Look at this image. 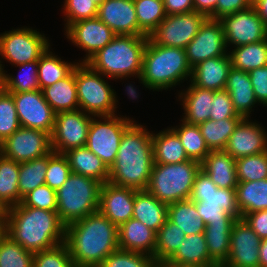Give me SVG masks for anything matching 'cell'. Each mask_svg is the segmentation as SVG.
Listing matches in <instances>:
<instances>
[{"instance_id": "1", "label": "cell", "mask_w": 267, "mask_h": 267, "mask_svg": "<svg viewBox=\"0 0 267 267\" xmlns=\"http://www.w3.org/2000/svg\"><path fill=\"white\" fill-rule=\"evenodd\" d=\"M76 267H98L118 249V227L99 211L65 227V241Z\"/></svg>"}, {"instance_id": "2", "label": "cell", "mask_w": 267, "mask_h": 267, "mask_svg": "<svg viewBox=\"0 0 267 267\" xmlns=\"http://www.w3.org/2000/svg\"><path fill=\"white\" fill-rule=\"evenodd\" d=\"M133 121L125 130L108 182L134 190H146L154 165L152 133Z\"/></svg>"}, {"instance_id": "3", "label": "cell", "mask_w": 267, "mask_h": 267, "mask_svg": "<svg viewBox=\"0 0 267 267\" xmlns=\"http://www.w3.org/2000/svg\"><path fill=\"white\" fill-rule=\"evenodd\" d=\"M65 227L57 211L22 203L9 207L5 216V234L33 253L64 243Z\"/></svg>"}, {"instance_id": "4", "label": "cell", "mask_w": 267, "mask_h": 267, "mask_svg": "<svg viewBox=\"0 0 267 267\" xmlns=\"http://www.w3.org/2000/svg\"><path fill=\"white\" fill-rule=\"evenodd\" d=\"M148 36L116 35L85 63L106 78L123 79L142 73L143 54Z\"/></svg>"}, {"instance_id": "5", "label": "cell", "mask_w": 267, "mask_h": 267, "mask_svg": "<svg viewBox=\"0 0 267 267\" xmlns=\"http://www.w3.org/2000/svg\"><path fill=\"white\" fill-rule=\"evenodd\" d=\"M192 68L189 66L183 48L154 44L149 38L146 44L140 83L152 90H168L191 79Z\"/></svg>"}, {"instance_id": "6", "label": "cell", "mask_w": 267, "mask_h": 267, "mask_svg": "<svg viewBox=\"0 0 267 267\" xmlns=\"http://www.w3.org/2000/svg\"><path fill=\"white\" fill-rule=\"evenodd\" d=\"M200 169L201 163L191 159L176 164H154L146 190L166 204L188 200Z\"/></svg>"}, {"instance_id": "7", "label": "cell", "mask_w": 267, "mask_h": 267, "mask_svg": "<svg viewBox=\"0 0 267 267\" xmlns=\"http://www.w3.org/2000/svg\"><path fill=\"white\" fill-rule=\"evenodd\" d=\"M101 185L96 179L70 174L56 191L57 213L65 226L98 211Z\"/></svg>"}, {"instance_id": "8", "label": "cell", "mask_w": 267, "mask_h": 267, "mask_svg": "<svg viewBox=\"0 0 267 267\" xmlns=\"http://www.w3.org/2000/svg\"><path fill=\"white\" fill-rule=\"evenodd\" d=\"M91 69L86 63L75 67V83L79 109L93 116L114 115L116 112V92L104 80V76Z\"/></svg>"}, {"instance_id": "9", "label": "cell", "mask_w": 267, "mask_h": 267, "mask_svg": "<svg viewBox=\"0 0 267 267\" xmlns=\"http://www.w3.org/2000/svg\"><path fill=\"white\" fill-rule=\"evenodd\" d=\"M96 117L101 120L98 121ZM132 122L133 119L124 116L121 118L117 114L92 116L86 147L110 169L116 160L124 130Z\"/></svg>"}, {"instance_id": "10", "label": "cell", "mask_w": 267, "mask_h": 267, "mask_svg": "<svg viewBox=\"0 0 267 267\" xmlns=\"http://www.w3.org/2000/svg\"><path fill=\"white\" fill-rule=\"evenodd\" d=\"M49 39L37 30L24 27L0 34V55L11 65L38 61L50 47Z\"/></svg>"}, {"instance_id": "11", "label": "cell", "mask_w": 267, "mask_h": 267, "mask_svg": "<svg viewBox=\"0 0 267 267\" xmlns=\"http://www.w3.org/2000/svg\"><path fill=\"white\" fill-rule=\"evenodd\" d=\"M206 18L204 14L195 11L166 15V18L148 35V38L157 45L185 49L197 35Z\"/></svg>"}, {"instance_id": "12", "label": "cell", "mask_w": 267, "mask_h": 267, "mask_svg": "<svg viewBox=\"0 0 267 267\" xmlns=\"http://www.w3.org/2000/svg\"><path fill=\"white\" fill-rule=\"evenodd\" d=\"M92 116L81 109L56 114L51 149L60 154L86 146Z\"/></svg>"}, {"instance_id": "13", "label": "cell", "mask_w": 267, "mask_h": 267, "mask_svg": "<svg viewBox=\"0 0 267 267\" xmlns=\"http://www.w3.org/2000/svg\"><path fill=\"white\" fill-rule=\"evenodd\" d=\"M219 20L227 47L230 44L239 47L267 39V27L252 6L224 15Z\"/></svg>"}, {"instance_id": "14", "label": "cell", "mask_w": 267, "mask_h": 267, "mask_svg": "<svg viewBox=\"0 0 267 267\" xmlns=\"http://www.w3.org/2000/svg\"><path fill=\"white\" fill-rule=\"evenodd\" d=\"M51 150L48 133L22 126L0 144V153L18 163L42 157Z\"/></svg>"}, {"instance_id": "15", "label": "cell", "mask_w": 267, "mask_h": 267, "mask_svg": "<svg viewBox=\"0 0 267 267\" xmlns=\"http://www.w3.org/2000/svg\"><path fill=\"white\" fill-rule=\"evenodd\" d=\"M13 96L20 125L52 135L56 113L45 100L42 90L10 93Z\"/></svg>"}, {"instance_id": "16", "label": "cell", "mask_w": 267, "mask_h": 267, "mask_svg": "<svg viewBox=\"0 0 267 267\" xmlns=\"http://www.w3.org/2000/svg\"><path fill=\"white\" fill-rule=\"evenodd\" d=\"M222 23L219 19L206 18L197 35L186 46V58L191 68L208 58L229 54Z\"/></svg>"}, {"instance_id": "17", "label": "cell", "mask_w": 267, "mask_h": 267, "mask_svg": "<svg viewBox=\"0 0 267 267\" xmlns=\"http://www.w3.org/2000/svg\"><path fill=\"white\" fill-rule=\"evenodd\" d=\"M261 238L241 218L231 229L230 250L222 267H259Z\"/></svg>"}, {"instance_id": "18", "label": "cell", "mask_w": 267, "mask_h": 267, "mask_svg": "<svg viewBox=\"0 0 267 267\" xmlns=\"http://www.w3.org/2000/svg\"><path fill=\"white\" fill-rule=\"evenodd\" d=\"M65 31L66 38L71 40L78 48L87 52L81 63H85L116 36L98 17L72 23Z\"/></svg>"}, {"instance_id": "19", "label": "cell", "mask_w": 267, "mask_h": 267, "mask_svg": "<svg viewBox=\"0 0 267 267\" xmlns=\"http://www.w3.org/2000/svg\"><path fill=\"white\" fill-rule=\"evenodd\" d=\"M136 191L109 182L102 184L98 211L119 227L132 218Z\"/></svg>"}, {"instance_id": "20", "label": "cell", "mask_w": 267, "mask_h": 267, "mask_svg": "<svg viewBox=\"0 0 267 267\" xmlns=\"http://www.w3.org/2000/svg\"><path fill=\"white\" fill-rule=\"evenodd\" d=\"M234 159L267 151V134L257 122L243 118L231 134L224 149Z\"/></svg>"}, {"instance_id": "21", "label": "cell", "mask_w": 267, "mask_h": 267, "mask_svg": "<svg viewBox=\"0 0 267 267\" xmlns=\"http://www.w3.org/2000/svg\"><path fill=\"white\" fill-rule=\"evenodd\" d=\"M97 17L116 35L138 36V19L133 0H105Z\"/></svg>"}, {"instance_id": "22", "label": "cell", "mask_w": 267, "mask_h": 267, "mask_svg": "<svg viewBox=\"0 0 267 267\" xmlns=\"http://www.w3.org/2000/svg\"><path fill=\"white\" fill-rule=\"evenodd\" d=\"M231 68L232 63L229 54L208 58L192 68L190 82L194 86L204 89L225 90Z\"/></svg>"}, {"instance_id": "23", "label": "cell", "mask_w": 267, "mask_h": 267, "mask_svg": "<svg viewBox=\"0 0 267 267\" xmlns=\"http://www.w3.org/2000/svg\"><path fill=\"white\" fill-rule=\"evenodd\" d=\"M156 232L131 218L118 227V248L154 256Z\"/></svg>"}, {"instance_id": "24", "label": "cell", "mask_w": 267, "mask_h": 267, "mask_svg": "<svg viewBox=\"0 0 267 267\" xmlns=\"http://www.w3.org/2000/svg\"><path fill=\"white\" fill-rule=\"evenodd\" d=\"M201 170L218 188L236 189L238 180L235 159L225 150H211L201 162Z\"/></svg>"}, {"instance_id": "25", "label": "cell", "mask_w": 267, "mask_h": 267, "mask_svg": "<svg viewBox=\"0 0 267 267\" xmlns=\"http://www.w3.org/2000/svg\"><path fill=\"white\" fill-rule=\"evenodd\" d=\"M225 90L229 93L237 114L243 118H249L252 108L258 103L249 73L232 67L229 71Z\"/></svg>"}, {"instance_id": "26", "label": "cell", "mask_w": 267, "mask_h": 267, "mask_svg": "<svg viewBox=\"0 0 267 267\" xmlns=\"http://www.w3.org/2000/svg\"><path fill=\"white\" fill-rule=\"evenodd\" d=\"M166 266H205L216 264L209 256L204 234H191L164 263Z\"/></svg>"}, {"instance_id": "27", "label": "cell", "mask_w": 267, "mask_h": 267, "mask_svg": "<svg viewBox=\"0 0 267 267\" xmlns=\"http://www.w3.org/2000/svg\"><path fill=\"white\" fill-rule=\"evenodd\" d=\"M178 97L182 100L185 112L181 120L198 125L210 119L214 90L196 87L190 83L187 90L180 92Z\"/></svg>"}, {"instance_id": "28", "label": "cell", "mask_w": 267, "mask_h": 267, "mask_svg": "<svg viewBox=\"0 0 267 267\" xmlns=\"http://www.w3.org/2000/svg\"><path fill=\"white\" fill-rule=\"evenodd\" d=\"M132 218L157 233L168 219V204L158 201L147 190L136 191Z\"/></svg>"}, {"instance_id": "29", "label": "cell", "mask_w": 267, "mask_h": 267, "mask_svg": "<svg viewBox=\"0 0 267 267\" xmlns=\"http://www.w3.org/2000/svg\"><path fill=\"white\" fill-rule=\"evenodd\" d=\"M64 155L73 173L96 179L102 184L108 182L109 168L86 146L71 149Z\"/></svg>"}, {"instance_id": "30", "label": "cell", "mask_w": 267, "mask_h": 267, "mask_svg": "<svg viewBox=\"0 0 267 267\" xmlns=\"http://www.w3.org/2000/svg\"><path fill=\"white\" fill-rule=\"evenodd\" d=\"M43 96L54 112L75 111L79 108L75 83V68L66 77L42 89Z\"/></svg>"}, {"instance_id": "31", "label": "cell", "mask_w": 267, "mask_h": 267, "mask_svg": "<svg viewBox=\"0 0 267 267\" xmlns=\"http://www.w3.org/2000/svg\"><path fill=\"white\" fill-rule=\"evenodd\" d=\"M154 164H176L189 161L178 135L171 129L152 132Z\"/></svg>"}, {"instance_id": "32", "label": "cell", "mask_w": 267, "mask_h": 267, "mask_svg": "<svg viewBox=\"0 0 267 267\" xmlns=\"http://www.w3.org/2000/svg\"><path fill=\"white\" fill-rule=\"evenodd\" d=\"M235 221L210 222L205 226L204 237L210 258L218 265H223L230 250L231 229Z\"/></svg>"}, {"instance_id": "33", "label": "cell", "mask_w": 267, "mask_h": 267, "mask_svg": "<svg viewBox=\"0 0 267 267\" xmlns=\"http://www.w3.org/2000/svg\"><path fill=\"white\" fill-rule=\"evenodd\" d=\"M236 204L241 218L248 213L267 210V179L238 182Z\"/></svg>"}, {"instance_id": "34", "label": "cell", "mask_w": 267, "mask_h": 267, "mask_svg": "<svg viewBox=\"0 0 267 267\" xmlns=\"http://www.w3.org/2000/svg\"><path fill=\"white\" fill-rule=\"evenodd\" d=\"M168 219L179 226L186 236L204 233L206 226L198 214L195 202L190 199L168 204Z\"/></svg>"}, {"instance_id": "35", "label": "cell", "mask_w": 267, "mask_h": 267, "mask_svg": "<svg viewBox=\"0 0 267 267\" xmlns=\"http://www.w3.org/2000/svg\"><path fill=\"white\" fill-rule=\"evenodd\" d=\"M53 153L54 151L51 150L48 154L42 157L20 163L18 180L19 204L22 202L23 197L30 191L45 184L48 158Z\"/></svg>"}, {"instance_id": "36", "label": "cell", "mask_w": 267, "mask_h": 267, "mask_svg": "<svg viewBox=\"0 0 267 267\" xmlns=\"http://www.w3.org/2000/svg\"><path fill=\"white\" fill-rule=\"evenodd\" d=\"M232 67L245 72L267 65V39L229 51Z\"/></svg>"}, {"instance_id": "37", "label": "cell", "mask_w": 267, "mask_h": 267, "mask_svg": "<svg viewBox=\"0 0 267 267\" xmlns=\"http://www.w3.org/2000/svg\"><path fill=\"white\" fill-rule=\"evenodd\" d=\"M50 47L38 60V82L40 89L53 85L58 80L66 78L78 65L65 62L50 51Z\"/></svg>"}, {"instance_id": "38", "label": "cell", "mask_w": 267, "mask_h": 267, "mask_svg": "<svg viewBox=\"0 0 267 267\" xmlns=\"http://www.w3.org/2000/svg\"><path fill=\"white\" fill-rule=\"evenodd\" d=\"M19 168L20 163L0 153V202L7 209L19 204Z\"/></svg>"}, {"instance_id": "39", "label": "cell", "mask_w": 267, "mask_h": 267, "mask_svg": "<svg viewBox=\"0 0 267 267\" xmlns=\"http://www.w3.org/2000/svg\"><path fill=\"white\" fill-rule=\"evenodd\" d=\"M242 119L229 118L218 121L209 119L198 124V127L210 150H224L231 134Z\"/></svg>"}, {"instance_id": "40", "label": "cell", "mask_w": 267, "mask_h": 267, "mask_svg": "<svg viewBox=\"0 0 267 267\" xmlns=\"http://www.w3.org/2000/svg\"><path fill=\"white\" fill-rule=\"evenodd\" d=\"M184 238L186 235L179 229V226L167 219L156 234L153 256L155 262L164 264L176 252Z\"/></svg>"}, {"instance_id": "41", "label": "cell", "mask_w": 267, "mask_h": 267, "mask_svg": "<svg viewBox=\"0 0 267 267\" xmlns=\"http://www.w3.org/2000/svg\"><path fill=\"white\" fill-rule=\"evenodd\" d=\"M181 121L180 127L176 125L171 129L178 135L188 158L201 163L211 150L201 135L198 125Z\"/></svg>"}, {"instance_id": "42", "label": "cell", "mask_w": 267, "mask_h": 267, "mask_svg": "<svg viewBox=\"0 0 267 267\" xmlns=\"http://www.w3.org/2000/svg\"><path fill=\"white\" fill-rule=\"evenodd\" d=\"M138 36H148L166 18L163 0H133Z\"/></svg>"}, {"instance_id": "43", "label": "cell", "mask_w": 267, "mask_h": 267, "mask_svg": "<svg viewBox=\"0 0 267 267\" xmlns=\"http://www.w3.org/2000/svg\"><path fill=\"white\" fill-rule=\"evenodd\" d=\"M34 253L24 249L8 235L0 239V267H33Z\"/></svg>"}, {"instance_id": "44", "label": "cell", "mask_w": 267, "mask_h": 267, "mask_svg": "<svg viewBox=\"0 0 267 267\" xmlns=\"http://www.w3.org/2000/svg\"><path fill=\"white\" fill-rule=\"evenodd\" d=\"M238 182L267 179V151L235 159Z\"/></svg>"}, {"instance_id": "45", "label": "cell", "mask_w": 267, "mask_h": 267, "mask_svg": "<svg viewBox=\"0 0 267 267\" xmlns=\"http://www.w3.org/2000/svg\"><path fill=\"white\" fill-rule=\"evenodd\" d=\"M20 68L19 77L6 74V91L9 93H21L40 90L38 82V61L17 65ZM26 70V71H24ZM28 71V72H27Z\"/></svg>"}, {"instance_id": "46", "label": "cell", "mask_w": 267, "mask_h": 267, "mask_svg": "<svg viewBox=\"0 0 267 267\" xmlns=\"http://www.w3.org/2000/svg\"><path fill=\"white\" fill-rule=\"evenodd\" d=\"M190 200L196 205L219 206L236 219H241V214L236 204V189L217 188L209 195H191Z\"/></svg>"}, {"instance_id": "47", "label": "cell", "mask_w": 267, "mask_h": 267, "mask_svg": "<svg viewBox=\"0 0 267 267\" xmlns=\"http://www.w3.org/2000/svg\"><path fill=\"white\" fill-rule=\"evenodd\" d=\"M155 264L154 257L148 254L118 248L98 267H153Z\"/></svg>"}, {"instance_id": "48", "label": "cell", "mask_w": 267, "mask_h": 267, "mask_svg": "<svg viewBox=\"0 0 267 267\" xmlns=\"http://www.w3.org/2000/svg\"><path fill=\"white\" fill-rule=\"evenodd\" d=\"M20 127L13 96L6 91L0 97V144Z\"/></svg>"}, {"instance_id": "49", "label": "cell", "mask_w": 267, "mask_h": 267, "mask_svg": "<svg viewBox=\"0 0 267 267\" xmlns=\"http://www.w3.org/2000/svg\"><path fill=\"white\" fill-rule=\"evenodd\" d=\"M33 267H76L65 243L34 253Z\"/></svg>"}, {"instance_id": "50", "label": "cell", "mask_w": 267, "mask_h": 267, "mask_svg": "<svg viewBox=\"0 0 267 267\" xmlns=\"http://www.w3.org/2000/svg\"><path fill=\"white\" fill-rule=\"evenodd\" d=\"M72 173L68 160L64 154L54 152L48 158L45 184L51 189L58 190Z\"/></svg>"}, {"instance_id": "51", "label": "cell", "mask_w": 267, "mask_h": 267, "mask_svg": "<svg viewBox=\"0 0 267 267\" xmlns=\"http://www.w3.org/2000/svg\"><path fill=\"white\" fill-rule=\"evenodd\" d=\"M63 7L66 17L65 30L72 23L97 17L98 5L91 0H65Z\"/></svg>"}, {"instance_id": "52", "label": "cell", "mask_w": 267, "mask_h": 267, "mask_svg": "<svg viewBox=\"0 0 267 267\" xmlns=\"http://www.w3.org/2000/svg\"><path fill=\"white\" fill-rule=\"evenodd\" d=\"M21 203L27 207L57 211L56 190L51 189L46 184L40 185L24 196Z\"/></svg>"}, {"instance_id": "53", "label": "cell", "mask_w": 267, "mask_h": 267, "mask_svg": "<svg viewBox=\"0 0 267 267\" xmlns=\"http://www.w3.org/2000/svg\"><path fill=\"white\" fill-rule=\"evenodd\" d=\"M211 104L210 120L243 118L235 111L231 97L226 90L214 91V98Z\"/></svg>"}, {"instance_id": "54", "label": "cell", "mask_w": 267, "mask_h": 267, "mask_svg": "<svg viewBox=\"0 0 267 267\" xmlns=\"http://www.w3.org/2000/svg\"><path fill=\"white\" fill-rule=\"evenodd\" d=\"M248 73L258 104L267 106V65L256 68Z\"/></svg>"}, {"instance_id": "55", "label": "cell", "mask_w": 267, "mask_h": 267, "mask_svg": "<svg viewBox=\"0 0 267 267\" xmlns=\"http://www.w3.org/2000/svg\"><path fill=\"white\" fill-rule=\"evenodd\" d=\"M196 209L205 225L209 224L210 222L237 220L234 216L228 214L219 206L196 205Z\"/></svg>"}, {"instance_id": "56", "label": "cell", "mask_w": 267, "mask_h": 267, "mask_svg": "<svg viewBox=\"0 0 267 267\" xmlns=\"http://www.w3.org/2000/svg\"><path fill=\"white\" fill-rule=\"evenodd\" d=\"M242 219L261 238H267V210L245 214Z\"/></svg>"}, {"instance_id": "57", "label": "cell", "mask_w": 267, "mask_h": 267, "mask_svg": "<svg viewBox=\"0 0 267 267\" xmlns=\"http://www.w3.org/2000/svg\"><path fill=\"white\" fill-rule=\"evenodd\" d=\"M252 6V0H217V19L224 15L245 10Z\"/></svg>"}, {"instance_id": "58", "label": "cell", "mask_w": 267, "mask_h": 267, "mask_svg": "<svg viewBox=\"0 0 267 267\" xmlns=\"http://www.w3.org/2000/svg\"><path fill=\"white\" fill-rule=\"evenodd\" d=\"M217 188L208 175L200 169L195 177L191 195H209Z\"/></svg>"}, {"instance_id": "59", "label": "cell", "mask_w": 267, "mask_h": 267, "mask_svg": "<svg viewBox=\"0 0 267 267\" xmlns=\"http://www.w3.org/2000/svg\"><path fill=\"white\" fill-rule=\"evenodd\" d=\"M166 15H177L194 11L193 0H163Z\"/></svg>"}, {"instance_id": "60", "label": "cell", "mask_w": 267, "mask_h": 267, "mask_svg": "<svg viewBox=\"0 0 267 267\" xmlns=\"http://www.w3.org/2000/svg\"><path fill=\"white\" fill-rule=\"evenodd\" d=\"M194 11L217 19V0H193Z\"/></svg>"}, {"instance_id": "61", "label": "cell", "mask_w": 267, "mask_h": 267, "mask_svg": "<svg viewBox=\"0 0 267 267\" xmlns=\"http://www.w3.org/2000/svg\"><path fill=\"white\" fill-rule=\"evenodd\" d=\"M252 7L267 27V0H252Z\"/></svg>"}, {"instance_id": "62", "label": "cell", "mask_w": 267, "mask_h": 267, "mask_svg": "<svg viewBox=\"0 0 267 267\" xmlns=\"http://www.w3.org/2000/svg\"><path fill=\"white\" fill-rule=\"evenodd\" d=\"M259 267H267V238L261 239L259 247Z\"/></svg>"}, {"instance_id": "63", "label": "cell", "mask_w": 267, "mask_h": 267, "mask_svg": "<svg viewBox=\"0 0 267 267\" xmlns=\"http://www.w3.org/2000/svg\"><path fill=\"white\" fill-rule=\"evenodd\" d=\"M1 63L2 62L0 61V97L6 92V73L4 71V67L2 66L3 64Z\"/></svg>"}, {"instance_id": "64", "label": "cell", "mask_w": 267, "mask_h": 267, "mask_svg": "<svg viewBox=\"0 0 267 267\" xmlns=\"http://www.w3.org/2000/svg\"><path fill=\"white\" fill-rule=\"evenodd\" d=\"M5 235V218H0V239Z\"/></svg>"}, {"instance_id": "65", "label": "cell", "mask_w": 267, "mask_h": 267, "mask_svg": "<svg viewBox=\"0 0 267 267\" xmlns=\"http://www.w3.org/2000/svg\"><path fill=\"white\" fill-rule=\"evenodd\" d=\"M7 210L8 209L0 202V218H5Z\"/></svg>"}, {"instance_id": "66", "label": "cell", "mask_w": 267, "mask_h": 267, "mask_svg": "<svg viewBox=\"0 0 267 267\" xmlns=\"http://www.w3.org/2000/svg\"><path fill=\"white\" fill-rule=\"evenodd\" d=\"M167 267H222L218 264H212V265H205V266H167Z\"/></svg>"}, {"instance_id": "67", "label": "cell", "mask_w": 267, "mask_h": 267, "mask_svg": "<svg viewBox=\"0 0 267 267\" xmlns=\"http://www.w3.org/2000/svg\"><path fill=\"white\" fill-rule=\"evenodd\" d=\"M91 1H93L95 4H97V5L99 6V5L102 4L105 0H91Z\"/></svg>"}, {"instance_id": "68", "label": "cell", "mask_w": 267, "mask_h": 267, "mask_svg": "<svg viewBox=\"0 0 267 267\" xmlns=\"http://www.w3.org/2000/svg\"><path fill=\"white\" fill-rule=\"evenodd\" d=\"M153 267H167L165 264L156 263Z\"/></svg>"}]
</instances>
